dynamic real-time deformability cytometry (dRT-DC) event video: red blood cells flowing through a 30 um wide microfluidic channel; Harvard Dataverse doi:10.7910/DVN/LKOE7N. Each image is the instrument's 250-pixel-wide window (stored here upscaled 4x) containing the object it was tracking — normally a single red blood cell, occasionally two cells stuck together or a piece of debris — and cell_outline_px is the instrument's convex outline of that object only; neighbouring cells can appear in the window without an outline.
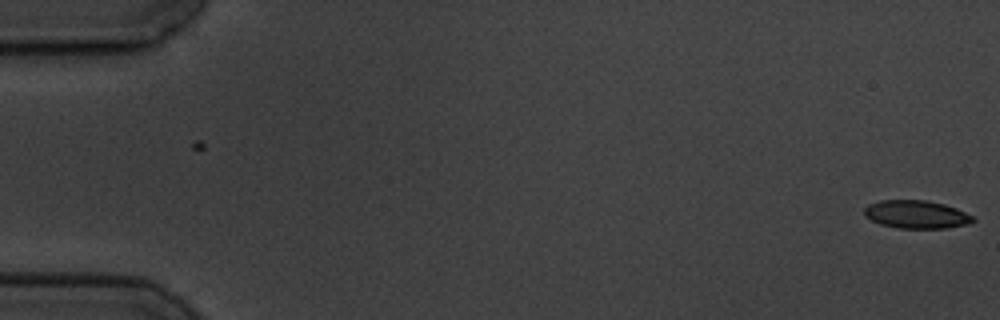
{"species": "common noctule bat (a hibernating species)", "species_latin": "Nyctalus noctula", "temperature_condition": "cold", "stored_images_in_passage": 9, "camera_frame_rate_fps": 3000, "um_per_image_px": 0.085, "animal": {"sex": "male", "body_mass_g": 19.5, "forearm_length_mm": 54.6}, "frame": {"image": 1, "passage_image": 1, "time_ms": 0.0, "image_size_px": [1000, 320], "cell_outline_px": [[976, 220], [968, 224], [944, 228], [900, 228], [880, 224], [864, 216], [864, 208], [868, 204], [880, 200], [928, 200], [944, 204], [956, 208], [972, 216]], "centroid_in_image_um": [77.87, 18.22], "position_along_channel_um": 7.1, "area_um2": 17.74}}
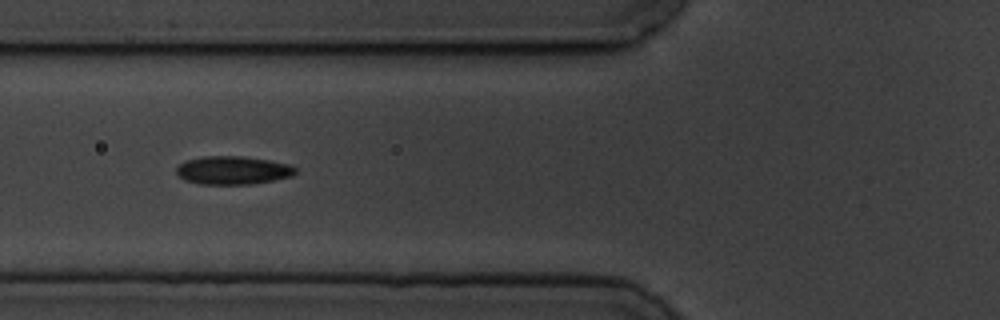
{"frame": {"image": 2, "passage_image": 7, "time_ms": 7.0, "image_size_px": [1000, 320], "cell_outline_px": [[296, 172], [292, 176], [252, 184], [200, 184], [184, 180], [176, 172], [176, 168], [184, 160], [204, 156], [244, 156], [268, 160], [288, 164], [296, 168]], "centroid_in_image_um": [19.76, 14.47], "position_along_channel_um": 106.0, "area_um2": 19.59}}
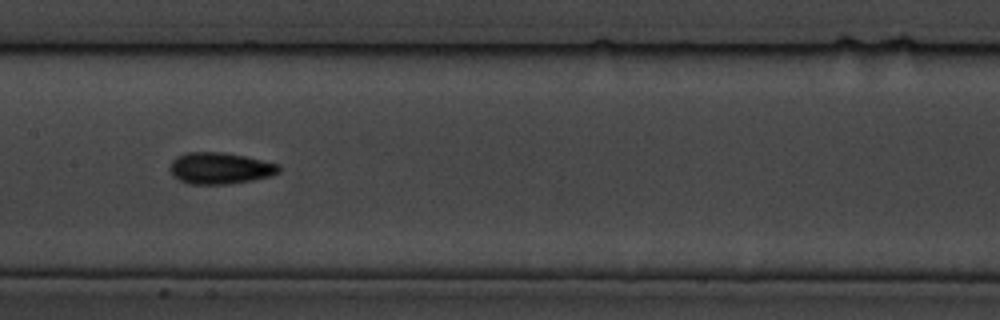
{"frame": {"image": 3, "passage_image": 9, "time_ms": 9.333, "image_size_px": [1000, 320], "cell_outline_px": [[280, 172], [272, 176], [252, 180], [228, 184], [188, 184], [172, 176], [168, 168], [172, 160], [176, 156], [184, 152], [224, 152], [264, 160], [280, 164]], "centroid_in_image_um": [18.69, 14.29], "position_along_channel_um": 188.7, "area_um2": 20.35}}